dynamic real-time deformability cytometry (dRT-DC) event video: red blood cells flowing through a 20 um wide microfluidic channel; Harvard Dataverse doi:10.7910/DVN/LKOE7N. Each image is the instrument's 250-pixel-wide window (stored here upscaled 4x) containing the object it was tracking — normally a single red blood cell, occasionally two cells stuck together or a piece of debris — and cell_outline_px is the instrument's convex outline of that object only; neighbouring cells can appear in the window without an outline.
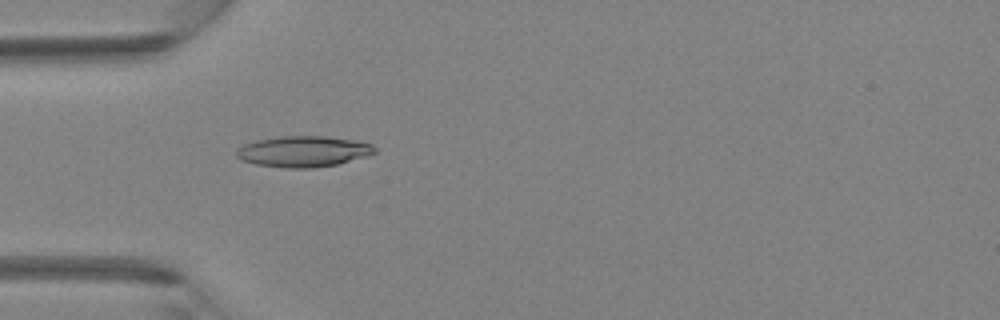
{"species": "Egyptian fruit bat (a non-hibernating species)", "species_latin": "Rousettus aegyptiacus", "temperature_condition": "room temperature", "stored_images_in_passage": 45, "camera_frame_rate_fps": 3000, "um_per_image_px": 0.085, "animal": {"sex": "female"}, "frame": {"image": 1, "passage_image": 14, "time_ms": 4.333, "image_size_px": [1000, 320], "cell_outline_px": [[376, 152], [364, 156], [336, 164], [312, 168], [284, 168], [256, 164], [240, 160], [236, 156], [236, 148], [244, 144], [256, 140], [280, 136], [324, 136], [352, 140], [372, 144], [376, 148]], "centroid_in_image_um": [25.72, 12.87], "position_along_channel_um": 59.3, "area_um2": 24.8}}
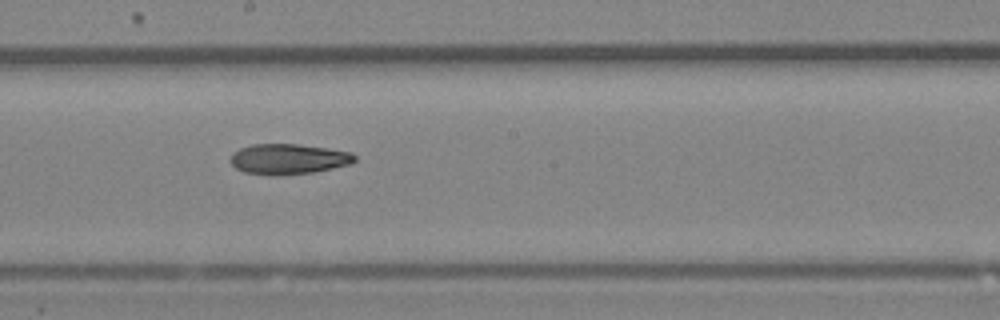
{"frame": {"image": 2, "passage_image": 25, "time_ms": 8.0, "image_size_px": [1000, 320], "cell_outline_px": [[356, 160], [352, 164], [312, 172], [276, 176], [272, 176], [244, 172], [236, 168], [228, 160], [232, 152], [240, 148], [252, 144], [296, 144], [328, 148], [352, 152], [356, 156]], "centroid_in_image_um": [24.49, 13.52], "position_along_channel_um": 223.7, "area_um2": 22.25}}
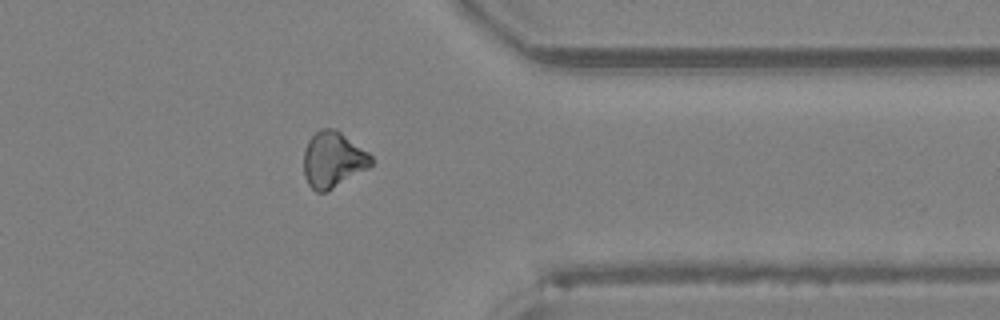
{"frame": {"image": 3, "passage_image": 36, "time_ms": 11.667, "image_size_px": [1000, 320], "cell_outline_px": [[376, 160], [368, 168], [332, 188], [324, 192], [316, 192], [308, 184], [304, 176], [304, 152], [308, 140], [320, 128], [336, 128], [368, 152]], "centroid_in_image_um": [28.31, 13.55], "position_along_channel_um": 383.1, "area_um2": 21.91}}